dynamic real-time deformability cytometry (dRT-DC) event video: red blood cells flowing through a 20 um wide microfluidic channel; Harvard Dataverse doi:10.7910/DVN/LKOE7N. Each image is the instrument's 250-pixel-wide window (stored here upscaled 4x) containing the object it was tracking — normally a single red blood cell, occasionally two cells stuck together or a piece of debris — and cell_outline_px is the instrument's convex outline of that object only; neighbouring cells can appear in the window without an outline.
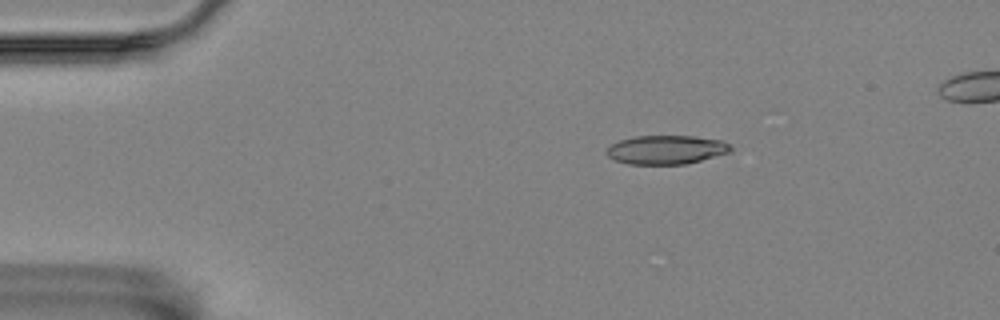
{"species": "Egyptian fruit bat (a non-hibernating species)", "species_latin": "Rousettus aegyptiacus", "temperature_condition": "room temperature", "stored_images_in_passage": 5, "camera_frame_rate_fps": 3000, "um_per_image_px": 0.085, "animal": {"sex": "female"}, "frame": {"image": 1, "passage_image": 2, "time_ms": 0.333, "image_size_px": [1000, 320], "cell_outline_px": [[732, 148], [728, 152], [700, 160], [684, 164], [628, 164], [616, 160], [608, 156], [604, 152], [612, 144], [620, 140], [636, 136], [692, 136], [724, 140]], "centroid_in_image_um": [56.6, 12.72], "position_along_channel_um": 28.4, "area_um2": 20.63}}